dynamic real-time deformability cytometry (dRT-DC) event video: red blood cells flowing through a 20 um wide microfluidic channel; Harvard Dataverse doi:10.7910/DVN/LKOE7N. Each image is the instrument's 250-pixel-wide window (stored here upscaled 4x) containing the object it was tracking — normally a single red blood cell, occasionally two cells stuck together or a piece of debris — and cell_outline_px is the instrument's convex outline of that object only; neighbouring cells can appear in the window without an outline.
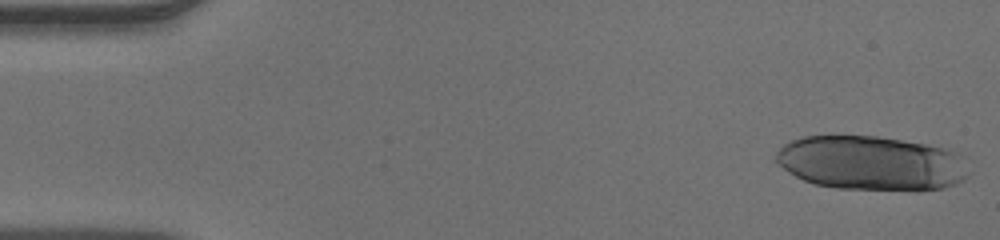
{"species": "human", "species_latin": "Homo sapiens", "temperature_condition": "warm", "stored_images_in_passage": 34, "camera_frame_rate_fps": 3000, "um_per_image_px": 0.085, "donor": {"sex": "male"}, "frame": {"image": 1, "passage_image": 1, "time_ms": 0.0, "image_size_px": [1000, 240], "cell_outline_px": [[972, 172], [964, 180], [956, 184], [944, 188], [916, 192], [836, 188], [816, 184], [804, 180], [788, 172], [776, 160], [776, 152], [788, 140], [804, 136], [876, 136], [924, 144], [944, 148], [956, 152], [964, 156]], "centroid_in_image_um": [74.14, 13.89], "position_along_channel_um": 10.9, "area_um2": 62.08}}
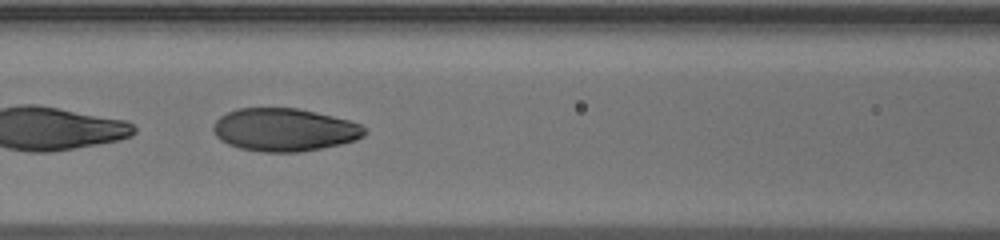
{"frame": {"image": 2, "passage_image": 21, "time_ms": 6.667, "image_size_px": [1000, 240], "cell_outline_px": [[368, 132], [364, 136], [356, 140], [340, 144], [300, 152], [260, 152], [240, 148], [228, 144], [220, 140], [216, 136], [212, 128], [212, 124], [220, 116], [236, 108], [296, 108], [316, 112], [348, 120], [360, 124], [368, 128]], "centroid_in_image_um": [24.17, 11.03], "position_along_channel_um": 142.4, "area_um2": 38.03}}
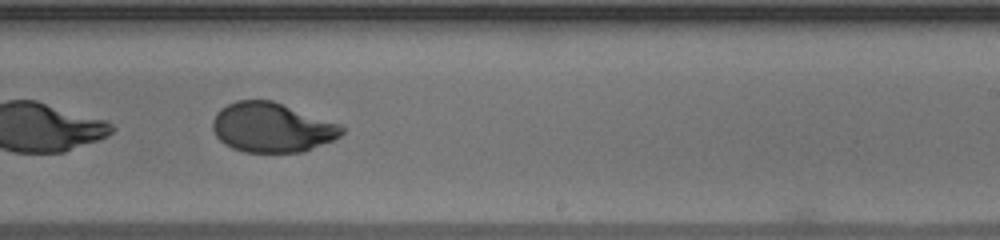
{"frame": {"image": 3, "passage_image": 30, "time_ms": 9.667, "image_size_px": [1000, 240], "cell_outline_px": [[348, 128], [340, 136], [332, 140], [304, 152], [244, 152], [232, 148], [224, 144], [216, 136], [212, 128], [212, 120], [216, 112], [220, 108], [236, 100], [272, 100], [340, 124]], "centroid_in_image_um": [23.1, 10.84], "position_along_channel_um": 265.9, "area_um2": 37.51}}